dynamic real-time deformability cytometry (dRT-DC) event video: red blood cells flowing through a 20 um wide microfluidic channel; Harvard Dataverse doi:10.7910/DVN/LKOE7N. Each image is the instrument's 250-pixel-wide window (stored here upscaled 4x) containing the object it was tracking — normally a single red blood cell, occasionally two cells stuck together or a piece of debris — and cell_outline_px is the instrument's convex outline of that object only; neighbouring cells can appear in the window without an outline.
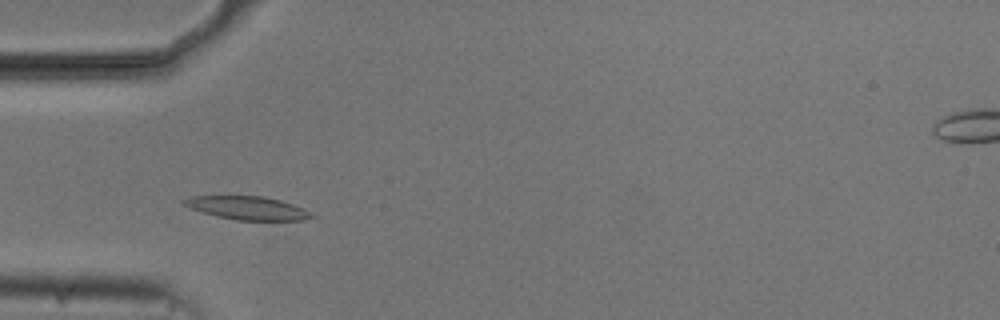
{"species": "common noctule bat (a hibernating species)", "species_latin": "Nyctalus noctula", "temperature_condition": "cold", "stored_images_in_passage": 48, "camera_frame_rate_fps": 3000, "um_per_image_px": 0.085, "animal": {"sex": "male", "body_mass_g": 20.5, "forearm_length_mm": 52.5}, "frame": {"image": 1, "passage_image": 11, "time_ms": 3.333, "image_size_px": [1000, 320], "cell_outline_px": [[316, 216], [304, 220], [236, 220], [216, 216], [188, 208], [180, 204], [180, 200], [192, 196], [264, 196], [280, 200], [304, 208]], "centroid_in_image_um": [20.99, 17.67], "position_along_channel_um": 64.0, "area_um2": 17.51}}
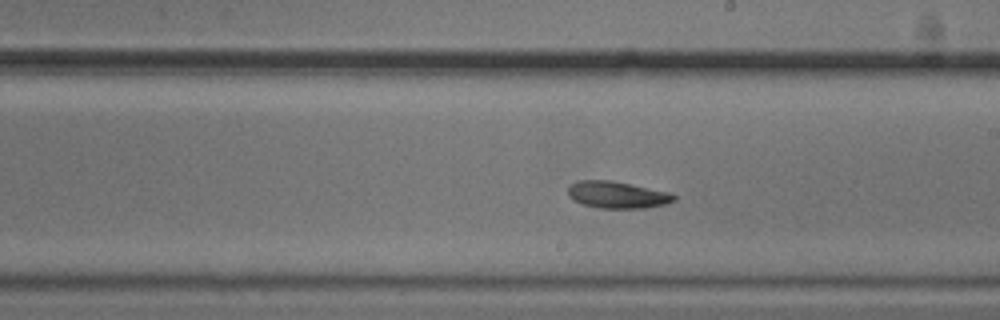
{"frame": {"image": 2, "passage_image": 25, "time_ms": 8.0, "image_size_px": [1000, 320], "cell_outline_px": [[676, 200], [668, 204], [644, 208], [600, 208], [584, 204], [572, 200], [568, 196], [568, 184], [580, 180], [612, 180], [668, 192], [676, 196]], "centroid_in_image_um": [52.45, 16.55], "position_along_channel_um": 236.6, "area_um2": 16.7}}
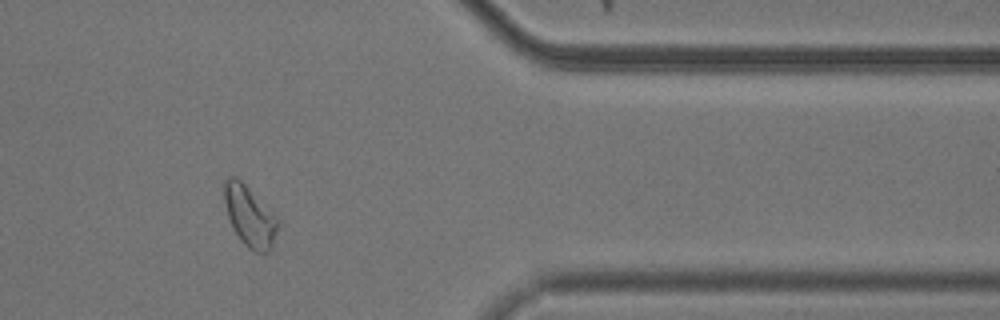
{"frame": {"image": 3, "passage_image": 39, "time_ms": 12.667, "image_size_px": [1000, 320], "cell_outline_px": [[280, 220], [272, 248], [264, 252], [256, 252], [248, 248], [240, 240], [232, 228], [228, 216], [224, 200], [224, 180], [228, 176], [236, 176]], "centroid_in_image_um": [21.21, 18.39], "position_along_channel_um": 390.2, "area_um2": 18.79}, "authors_computed_cell_mechanics": {"area_um2": 17.5134, "velocity_mm_per_s": 3.7152, "shape_relaxation_time_tau1_ms": 4.3682, "shape_relaxation_time_tau2_ms": null, "deformation_change_tau1": 0.1014, "deformation_change_tau2": null}}